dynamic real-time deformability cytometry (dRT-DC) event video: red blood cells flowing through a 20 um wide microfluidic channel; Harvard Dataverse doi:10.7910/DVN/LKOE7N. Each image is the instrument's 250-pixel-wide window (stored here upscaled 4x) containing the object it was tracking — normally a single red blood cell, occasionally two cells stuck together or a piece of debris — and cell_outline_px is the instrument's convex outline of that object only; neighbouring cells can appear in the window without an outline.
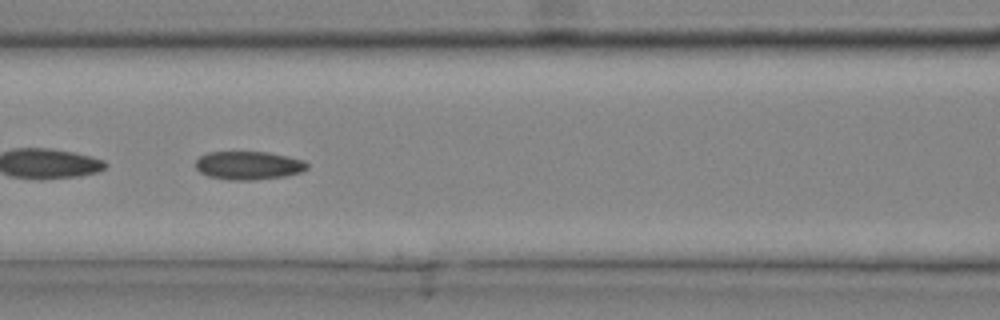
{"species": "common noctule bat (a hibernating species)", "species_latin": "Nyctalus noctula", "temperature_condition": "cold", "stored_images_in_passage": 38, "camera_frame_rate_fps": 3000, "um_per_image_px": 0.085, "animal": {"sex": "male", "body_mass_g": 20.4}, "frame": {"image": 1, "passage_image": 17, "time_ms": 5.333, "image_size_px": [1000, 320], "cell_outline_px": [[308, 168], [300, 172], [284, 176], [252, 180], [228, 180], [208, 176], [200, 172], [196, 168], [196, 160], [200, 156], [208, 152], [268, 152], [288, 156], [304, 160], [308, 164]], "centroid_in_image_um": [21.12, 14.06], "position_along_channel_um": 145.5, "area_um2": 18.44}}